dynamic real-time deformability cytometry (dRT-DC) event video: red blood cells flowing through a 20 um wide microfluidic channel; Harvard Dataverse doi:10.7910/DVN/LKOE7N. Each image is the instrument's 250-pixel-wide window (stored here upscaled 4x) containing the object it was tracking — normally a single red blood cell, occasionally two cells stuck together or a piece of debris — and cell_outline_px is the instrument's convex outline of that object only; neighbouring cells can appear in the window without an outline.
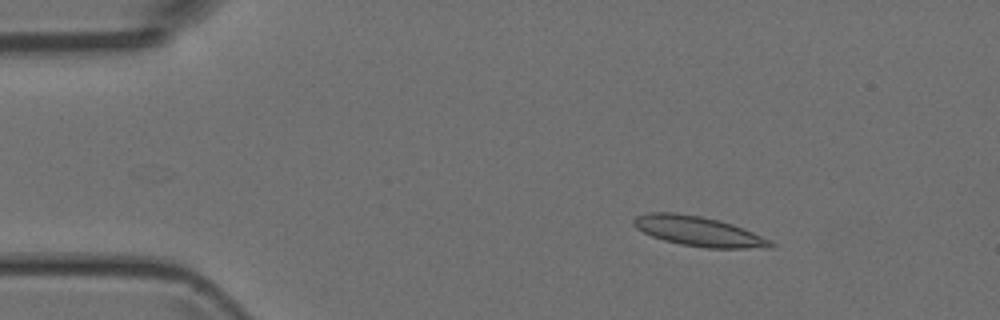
{"species": "Egyptian fruit bat (a non-hibernating species)", "species_latin": "Rousettus aegyptiacus", "temperature_condition": "room temperature", "stored_images_in_passage": 51, "camera_frame_rate_fps": 3000, "um_per_image_px": 0.085, "animal": {"sex": "female"}, "frame": {"image": 1, "passage_image": 8, "time_ms": 2.333, "image_size_px": [1000, 320], "cell_outline_px": [[776, 244], [772, 248], [704, 248], [680, 244], [664, 240], [652, 236], [636, 228], [632, 224], [632, 220], [636, 216], [648, 212], [676, 212], [700, 216], [720, 220], [732, 224], [752, 232]], "centroid_in_image_um": [59.33, 19.65], "position_along_channel_um": 25.7, "area_um2": 23.76}}
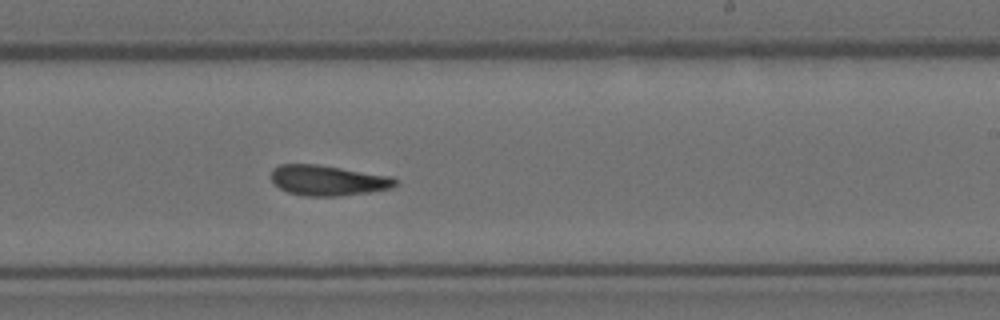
{"frame": {"image": 2, "passage_image": 30, "time_ms": 9.667, "image_size_px": [1000, 320], "cell_outline_px": [[400, 184], [392, 188], [368, 192], [340, 196], [304, 196], [288, 192], [280, 188], [272, 180], [272, 168], [280, 164], [316, 164], [392, 176]], "centroid_in_image_um": [27.9, 15.33], "position_along_channel_um": 261.1, "area_um2": 21.96}}
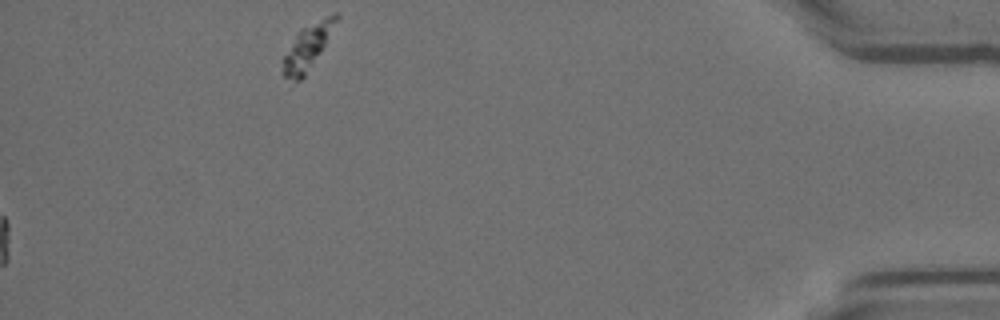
{"frame": {"image": 3, "passage_image": 51, "time_ms": 16.667, "image_size_px": [1000, 320], "cell_outline_px": [[340, 16], [320, 52], [304, 76], [300, 80], [296, 80], [284, 76], [280, 72], [284, 56], [300, 28], [336, 12]], "centroid_in_image_um": [26.12, 3.98], "position_along_channel_um": 409.1, "area_um2": 13.47}}